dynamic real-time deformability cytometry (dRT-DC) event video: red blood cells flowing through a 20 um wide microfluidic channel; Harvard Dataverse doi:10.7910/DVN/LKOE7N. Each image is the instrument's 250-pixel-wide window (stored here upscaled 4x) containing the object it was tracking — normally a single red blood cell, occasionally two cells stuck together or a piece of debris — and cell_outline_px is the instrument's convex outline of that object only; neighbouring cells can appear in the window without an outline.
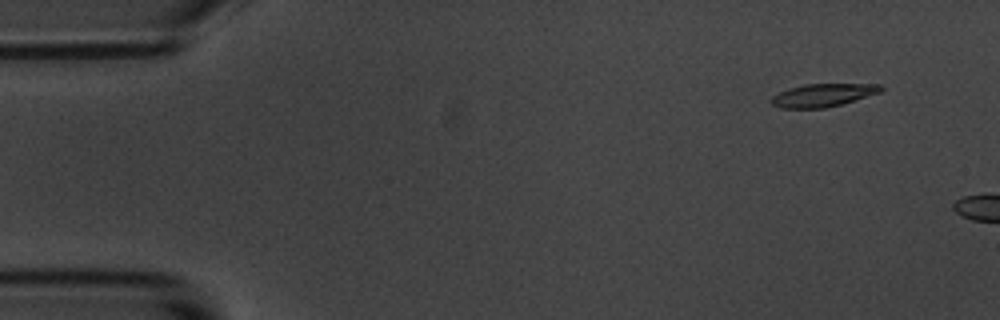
{"species": "common noctule bat (a hibernating species)", "species_latin": "Nyctalus noctula", "temperature_condition": "room temperature", "stored_images_in_passage": 4, "camera_frame_rate_fps": 3000, "um_per_image_px": 0.085, "animal": {"sex": "male", "body_mass_g": 20.1, "forearm_length_mm": 53.5}, "frame": {"image": 1, "passage_image": 2, "time_ms": 1.333, "image_size_px": [1000, 320], "cell_outline_px": [[884, 88], [880, 92], [840, 104], [824, 108], [780, 108], [772, 104], [772, 96], [788, 88], [804, 84], [880, 84]], "centroid_in_image_um": [69.93, 8.08], "position_along_channel_um": 15.1, "area_um2": 14.45}}